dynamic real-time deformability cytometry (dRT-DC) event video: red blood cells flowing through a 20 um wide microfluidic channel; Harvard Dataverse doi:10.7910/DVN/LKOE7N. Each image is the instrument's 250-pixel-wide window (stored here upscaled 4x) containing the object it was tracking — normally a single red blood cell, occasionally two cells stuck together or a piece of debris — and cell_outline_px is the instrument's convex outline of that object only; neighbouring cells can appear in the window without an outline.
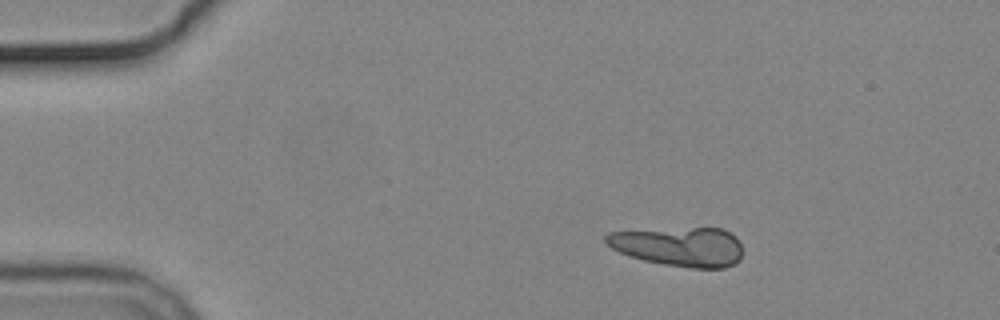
{"species": "common noctule bat (a hibernating species)", "species_latin": "Nyctalus noctula", "temperature_condition": "cold", "stored_images_in_passage": 4, "camera_frame_rate_fps": 3000, "um_per_image_px": 0.085, "animal": {"sex": "male", "body_mass_g": 19.2, "forearm_length_mm": 51.8}, "frame": {"image": 1, "passage_image": 2, "time_ms": 1.333, "image_size_px": [1000, 320], "cell_outline_px": [[740, 260], [724, 268], [692, 268], [664, 264], [644, 260], [620, 252], [612, 248], [604, 240], [604, 236], [608, 232], [692, 228], [724, 228], [736, 236], [740, 244]], "centroid_in_image_um": [57.76, 20.96], "position_along_channel_um": 27.2, "area_um2": 30.98}}